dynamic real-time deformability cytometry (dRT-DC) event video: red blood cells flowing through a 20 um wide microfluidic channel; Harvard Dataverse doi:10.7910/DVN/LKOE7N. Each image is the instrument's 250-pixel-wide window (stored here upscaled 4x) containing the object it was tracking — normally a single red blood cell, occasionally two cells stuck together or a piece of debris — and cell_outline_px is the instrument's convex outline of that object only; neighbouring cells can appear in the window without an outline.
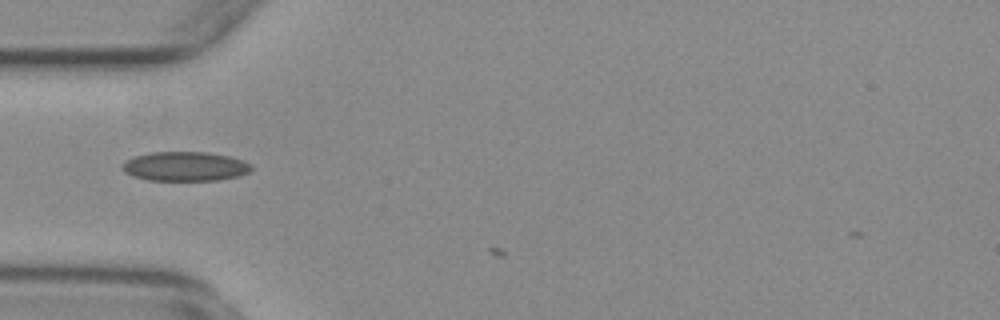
{"species": "common noctule bat (a hibernating species)", "species_latin": "Nyctalus noctula", "temperature_condition": "warm", "stored_images_in_passage": 7, "camera_frame_rate_fps": 3000, "um_per_image_px": 0.085, "animal": {"sex": "female", "body_mass_g": 29.2, "forearm_length_mm": 56.3}, "frame": {"image": 1, "passage_image": 6, "time_ms": 1.667, "image_size_px": [1000, 320], "cell_outline_px": [[252, 168], [248, 172], [236, 176], [220, 180], [148, 180], [132, 176], [124, 172], [120, 168], [120, 164], [124, 160], [132, 156], [152, 152], [208, 152], [228, 156], [244, 160], [252, 164]], "centroid_in_image_um": [15.67, 14.13], "position_along_channel_um": 69.3, "area_um2": 22.31}}